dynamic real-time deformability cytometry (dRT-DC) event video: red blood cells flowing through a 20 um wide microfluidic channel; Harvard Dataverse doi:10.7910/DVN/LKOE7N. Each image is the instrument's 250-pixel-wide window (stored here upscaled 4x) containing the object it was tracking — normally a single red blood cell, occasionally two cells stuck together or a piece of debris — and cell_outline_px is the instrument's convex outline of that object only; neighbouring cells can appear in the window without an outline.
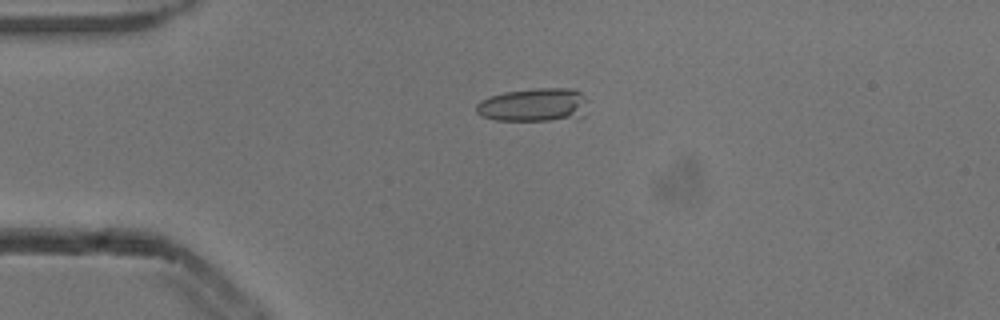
{"species": "common noctule bat (a hibernating species)", "species_latin": "Nyctalus noctula", "temperature_condition": "cold", "stored_images_in_passage": 4, "camera_frame_rate_fps": 3000, "um_per_image_px": 0.085, "animal": {"sex": "male", "body_mass_g": 13.3}, "frame": {"image": 1, "passage_image": 3, "time_ms": 0.667, "image_size_px": [1000, 320], "cell_outline_px": [[588, 112], [584, 116], [576, 120], [496, 120], [480, 116], [476, 112], [476, 104], [480, 100], [488, 96], [504, 92], [536, 88], [572, 88], [580, 92], [588, 100]], "centroid_in_image_um": [45.44, 8.93], "position_along_channel_um": 39.6, "area_um2": 22.48}}